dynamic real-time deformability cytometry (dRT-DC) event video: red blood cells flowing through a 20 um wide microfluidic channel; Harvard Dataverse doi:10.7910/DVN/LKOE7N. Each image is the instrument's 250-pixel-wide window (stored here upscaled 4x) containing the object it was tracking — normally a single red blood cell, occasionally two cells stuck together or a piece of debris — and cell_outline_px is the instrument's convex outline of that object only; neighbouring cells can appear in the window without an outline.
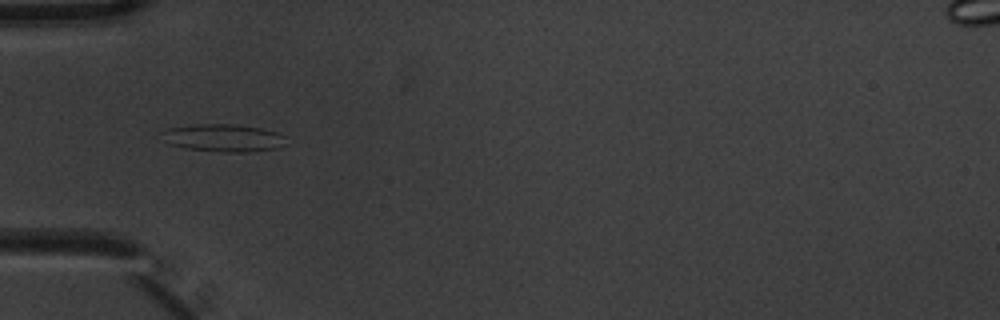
{"species": "common noctule bat (a hibernating species)", "species_latin": "Nyctalus noctula", "temperature_condition": "warm", "stored_images_in_passage": 6, "camera_frame_rate_fps": 3000, "um_per_image_px": 0.085, "animal": {"sex": "male", "body_mass_g": 20.1, "forearm_length_mm": 53.5}, "frame": {"image": 1, "passage_image": 4, "time_ms": 1.0, "image_size_px": [1000, 320], "cell_outline_px": [[288, 144], [276, 148], [248, 152], [220, 152], [188, 148], [168, 144], [160, 132], [168, 128], [192, 124], [236, 124], [260, 128], [276, 132], [288, 136]], "centroid_in_image_um": [19.04, 11.72], "position_along_channel_um": 66.0, "area_um2": 20.23}}
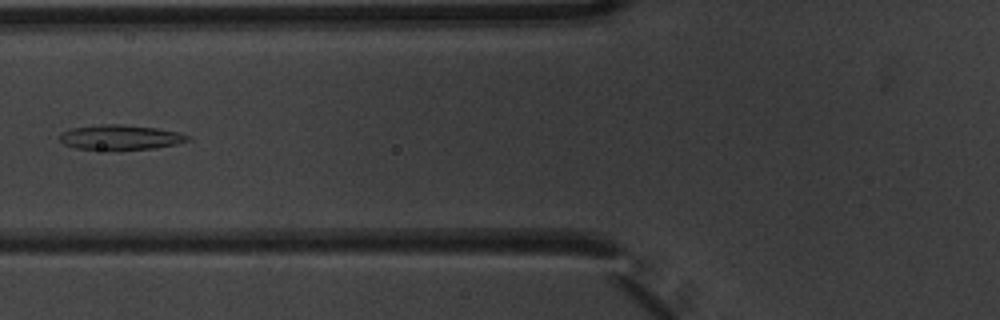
{"frame": {"image": 2, "passage_image": 5, "time_ms": 1.333, "image_size_px": [1000, 320], "cell_outline_px": [[192, 140], [176, 144], [156, 148], [116, 152], [108, 152], [76, 148], [64, 144], [60, 140], [60, 132], [72, 128], [104, 124], [120, 124], [156, 128], [180, 132], [188, 136]], "centroid_in_image_um": [10.23, 11.71], "position_along_channel_um": 115.6, "area_um2": 19.31}}
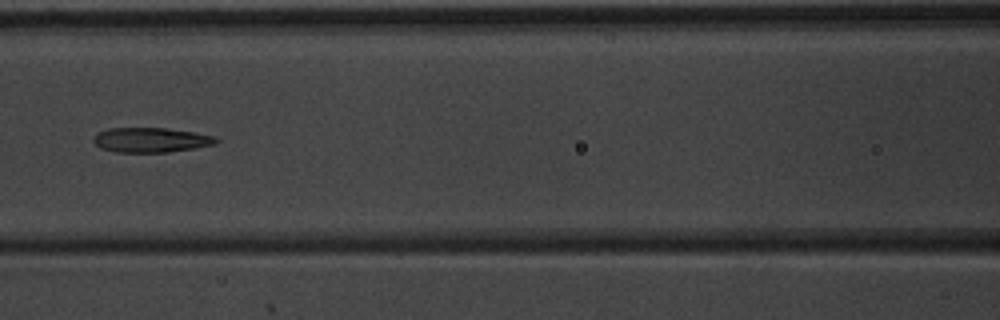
{"frame": {"image": 3, "passage_image": 6, "time_ms": 1.667, "image_size_px": [1000, 320], "cell_outline_px": [[220, 140], [216, 144], [196, 148], [168, 152], [116, 152], [100, 148], [92, 140], [100, 132], [108, 128], [164, 128], [192, 132], [216, 136]], "centroid_in_image_um": [12.87, 11.9], "position_along_channel_um": 153.7, "area_um2": 17.63}}